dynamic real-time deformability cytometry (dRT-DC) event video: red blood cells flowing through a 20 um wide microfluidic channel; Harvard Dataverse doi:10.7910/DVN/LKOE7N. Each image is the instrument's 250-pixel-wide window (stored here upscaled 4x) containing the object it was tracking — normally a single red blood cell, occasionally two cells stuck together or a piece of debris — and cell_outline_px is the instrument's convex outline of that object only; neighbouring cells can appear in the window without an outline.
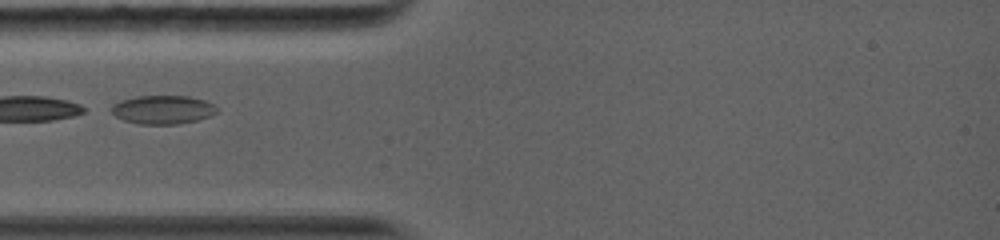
{"species": "common noctule bat (a hibernating species)", "species_latin": "Nyctalus noctula", "temperature_condition": "warm", "stored_images_in_passage": 16, "camera_frame_rate_fps": 5000, "um_per_image_px": 0.085, "animal": {"sex": "female", "body_mass_g": 19.0, "forearm_length_mm": 56.7}, "frame": {"image": 1, "passage_image": 1, "time_ms": 0.0, "image_size_px": [1000, 240], "cell_outline_px": [[216, 112], [208, 116], [196, 120], [176, 124], [140, 124], [124, 120], [116, 116], [112, 112], [112, 104], [120, 100], [136, 96], [188, 96], [204, 100], [212, 104], [216, 108]], "centroid_in_image_um": [13.79, 9.31], "position_along_channel_um": 71.2, "area_um2": 17.34}}